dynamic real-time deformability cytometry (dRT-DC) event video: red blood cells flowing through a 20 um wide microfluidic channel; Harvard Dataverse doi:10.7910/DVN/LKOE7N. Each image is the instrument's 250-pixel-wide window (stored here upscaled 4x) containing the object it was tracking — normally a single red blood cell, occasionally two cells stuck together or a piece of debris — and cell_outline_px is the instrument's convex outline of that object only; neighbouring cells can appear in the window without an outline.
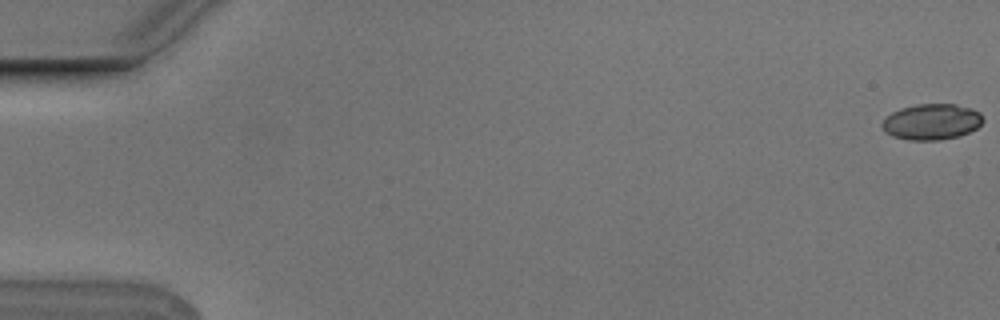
{"species": "Egyptian fruit bat (a non-hibernating species)", "species_latin": "Rousettus aegyptiacus", "temperature_condition": "cold", "stored_images_in_passage": 53, "camera_frame_rate_fps": 3000, "um_per_image_px": 0.085, "animal": {"sex": "male"}, "frame": {"image": 1, "passage_image": 1, "time_ms": 0.0, "image_size_px": [1000, 320], "cell_outline_px": [[984, 120], [976, 128], [960, 136], [940, 140], [908, 140], [892, 136], [884, 132], [880, 124], [892, 112], [900, 108], [916, 104], [956, 104], [972, 108], [980, 112], [984, 116]], "centroid_in_image_um": [79.19, 10.35], "position_along_channel_um": 5.8, "area_um2": 21.33}}
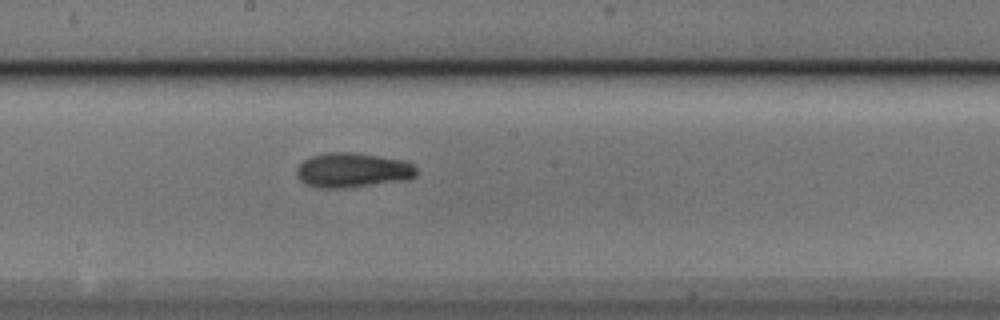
{"frame": {"image": 2, "passage_image": 31, "time_ms": 10.0, "image_size_px": [1000, 320], "cell_outline_px": [[416, 176], [408, 180], [344, 188], [320, 188], [308, 184], [300, 180], [296, 172], [296, 168], [304, 160], [312, 156], [328, 152], [352, 152], [408, 160], [416, 168]], "centroid_in_image_um": [30.01, 14.46], "position_along_channel_um": 218.2, "area_um2": 24.33}}
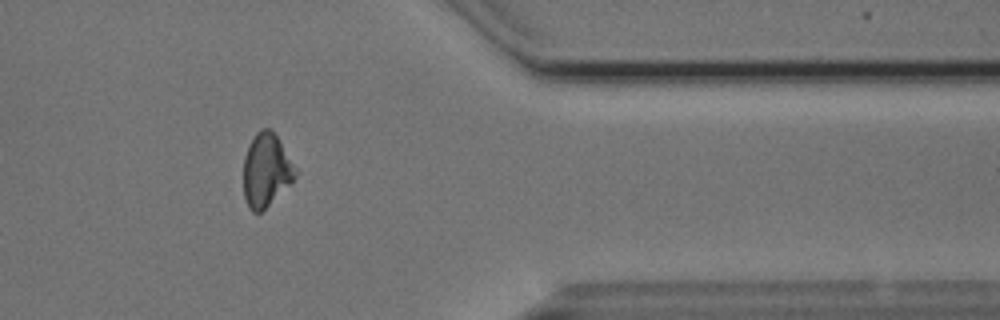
{"frame": {"image": 3, "passage_image": 46, "time_ms": 15.0, "image_size_px": [1000, 320], "cell_outline_px": [[296, 176], [292, 184], [260, 212], [252, 212], [248, 208], [244, 196], [244, 156], [248, 144], [256, 132], [260, 128], [268, 128], [276, 136], [296, 172]], "centroid_in_image_um": [22.59, 14.49], "position_along_channel_um": 388.8, "area_um2": 21.79}, "authors_computed_cell_mechanics": {"area_um2": 22.3686, "velocity_mm_per_s": 3.7604, "shape_relaxation_time_tau1_ms": 4.3085, "shape_relaxation_time_tau2_ms": 6.6621, "deformation_change_tau1": 0.1047, "deformation_change_tau2": 0.1506}}